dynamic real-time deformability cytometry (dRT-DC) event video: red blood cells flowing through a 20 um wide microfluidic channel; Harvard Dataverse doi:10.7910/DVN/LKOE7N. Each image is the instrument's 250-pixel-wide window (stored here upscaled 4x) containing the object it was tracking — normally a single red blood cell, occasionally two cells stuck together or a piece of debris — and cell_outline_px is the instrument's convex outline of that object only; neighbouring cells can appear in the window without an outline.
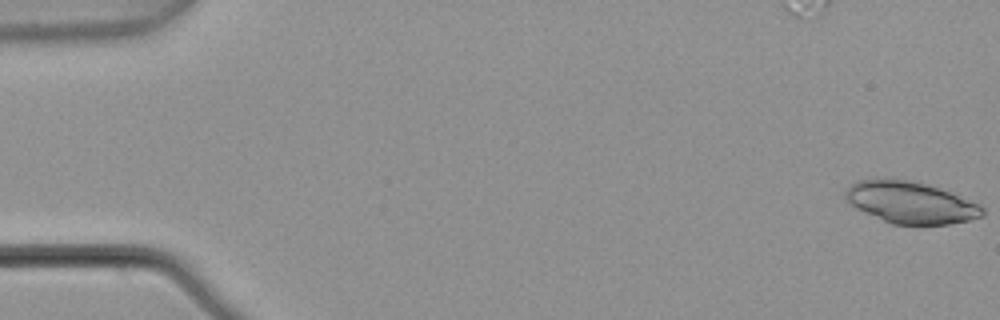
{"species": "common noctule bat (a hibernating species)", "species_latin": "Nyctalus noctula", "temperature_condition": "warm", "stored_images_in_passage": 5, "camera_frame_rate_fps": 3000, "um_per_image_px": 0.085, "animal": {"sex": "male", "body_mass_g": 21.5, "forearm_length_mm": 52.0}, "frame": {"image": 1, "passage_image": 1, "time_ms": 0.0, "image_size_px": [1000, 320], "cell_outline_px": [[984, 216], [968, 220], [948, 224], [892, 224], [856, 208], [844, 196], [844, 192], [856, 180], [912, 180], [928, 184], [940, 188], [980, 204], [984, 208]], "centroid_in_image_um": [77.44, 17.22], "position_along_channel_um": 7.6, "area_um2": 32.89}}